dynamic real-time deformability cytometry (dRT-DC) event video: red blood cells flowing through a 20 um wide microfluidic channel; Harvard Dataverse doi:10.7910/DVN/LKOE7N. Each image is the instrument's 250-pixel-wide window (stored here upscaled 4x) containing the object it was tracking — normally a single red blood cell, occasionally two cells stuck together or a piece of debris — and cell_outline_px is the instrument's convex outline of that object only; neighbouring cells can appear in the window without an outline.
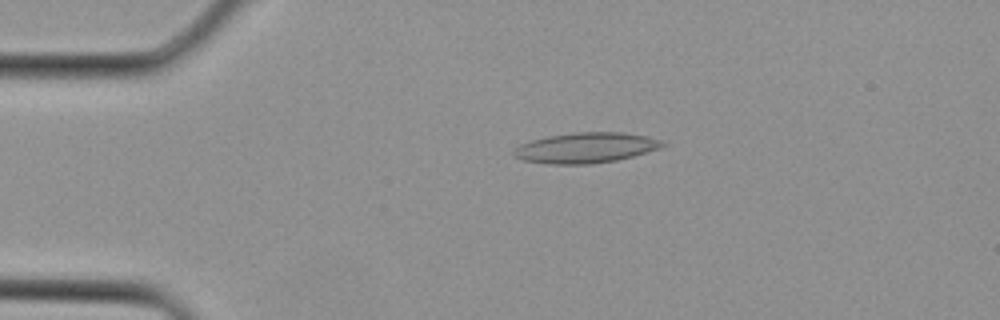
{"species": "Egyptian fruit bat (a non-hibernating species)", "species_latin": "Rousettus aegyptiacus", "temperature_condition": "cold", "stored_images_in_passage": 3, "camera_frame_rate_fps": 3000, "um_per_image_px": 0.085, "animal": {"sex": "female"}, "frame": {"image": 1, "passage_image": 3, "time_ms": 0.667, "image_size_px": [1000, 320], "cell_outline_px": [[668, 144], [660, 148], [632, 156], [616, 160], [588, 164], [548, 164], [524, 160], [512, 156], [512, 152], [520, 144], [532, 140], [548, 136], [572, 132], [620, 132], [668, 140]], "centroid_in_image_um": [49.81, 12.55], "position_along_channel_um": 35.2, "area_um2": 26.41}}